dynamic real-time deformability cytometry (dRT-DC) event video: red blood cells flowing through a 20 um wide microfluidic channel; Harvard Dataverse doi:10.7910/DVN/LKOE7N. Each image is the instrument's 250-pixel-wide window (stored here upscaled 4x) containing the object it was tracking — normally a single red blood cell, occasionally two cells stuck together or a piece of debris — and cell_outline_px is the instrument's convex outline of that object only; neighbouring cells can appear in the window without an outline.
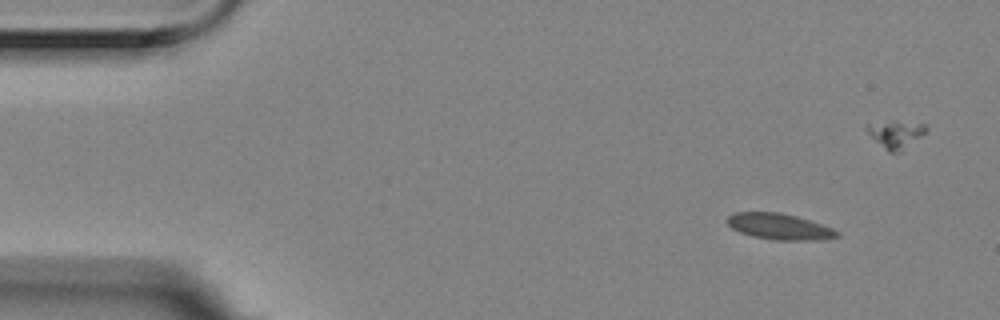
{"species": "Egyptian fruit bat (a non-hibernating species)", "species_latin": "Rousettus aegyptiacus", "temperature_condition": "room temperature", "stored_images_in_passage": 5, "camera_frame_rate_fps": 3000, "um_per_image_px": 0.085, "animal": {"sex": "female"}, "frame": {"image": 1, "passage_image": 1, "time_ms": 0.0, "image_size_px": [1000, 320], "cell_outline_px": [[840, 236], [816, 240], [776, 240], [752, 236], [740, 232], [732, 228], [724, 220], [728, 216], [736, 212], [780, 212], [796, 216], [832, 228], [840, 232]], "centroid_in_image_um": [66.22, 19.25], "position_along_channel_um": 18.8, "area_um2": 16.59}}